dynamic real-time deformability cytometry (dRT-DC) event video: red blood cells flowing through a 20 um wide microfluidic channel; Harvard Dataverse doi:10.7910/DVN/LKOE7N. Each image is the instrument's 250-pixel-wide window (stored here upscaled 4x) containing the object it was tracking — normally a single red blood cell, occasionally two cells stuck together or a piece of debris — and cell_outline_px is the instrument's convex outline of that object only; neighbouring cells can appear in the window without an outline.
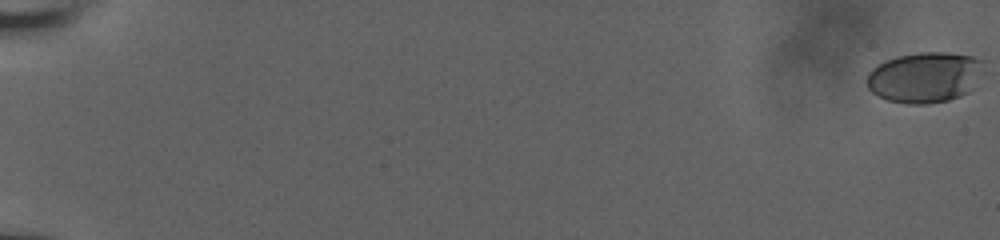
{"species": "human", "species_latin": "Homo sapiens", "temperature_condition": "room temperature", "stored_images_in_passage": 59, "camera_frame_rate_fps": 3000, "um_per_image_px": 0.085, "donor": {"sex": "male"}, "frame": {"image": 1, "passage_image": 1, "time_ms": 0.0, "image_size_px": [1000, 240], "cell_outline_px": [[984, 64], [968, 92], [960, 96], [948, 100], [928, 104], [908, 104], [888, 100], [876, 96], [868, 88], [868, 72], [872, 68], [884, 60], [896, 56], [920, 52], [948, 52], [972, 56], [984, 60]], "centroid_in_image_um": [78.56, 6.56], "position_along_channel_um": 6.4, "area_um2": 34.39}}
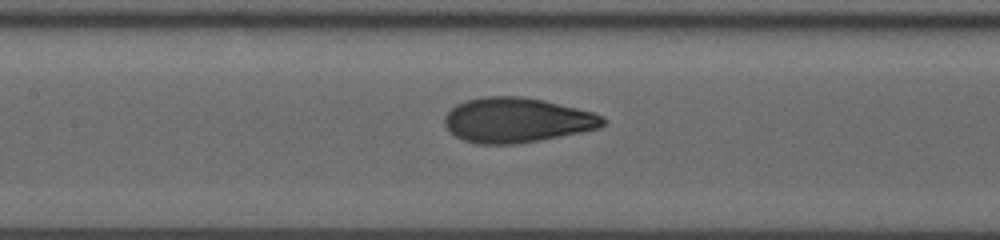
{"frame": {"image": 2, "passage_image": 32, "time_ms": 10.333, "image_size_px": [1000, 240], "cell_outline_px": [[608, 120], [600, 128], [540, 140], [512, 144], [480, 144], [464, 140], [456, 136], [444, 124], [444, 116], [456, 104], [468, 100], [484, 96], [524, 96], [544, 100], [592, 112], [604, 116]], "centroid_in_image_um": [43.95, 10.2], "position_along_channel_um": 163.5, "area_um2": 41.27}}
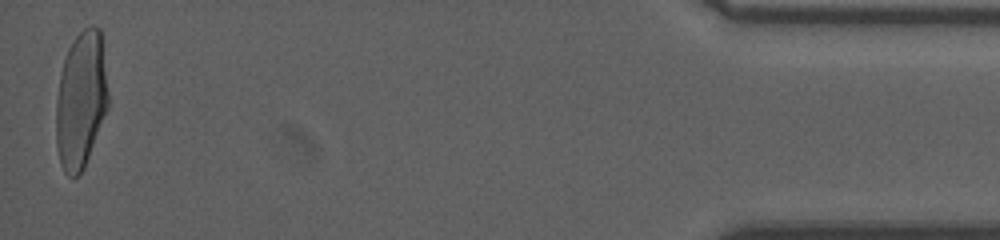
{"frame": {"image": 3, "passage_image": 59, "time_ms": 19.333, "image_size_px": [1000, 240], "cell_outline_px": [[108, 108], [84, 168], [76, 176], [68, 176], [64, 172], [60, 164], [56, 144], [56, 100], [60, 76], [64, 60], [68, 48], [76, 36], [84, 28], [92, 24], [100, 28], [104, 36], [108, 92]], "centroid_in_image_um": [6.91, 8.44], "position_along_channel_um": 428.3, "area_um2": 42.25}, "authors_computed_cell_mechanics": {"area_um2": 40.4022, "velocity_mm_per_s": 3.838, "shape_relaxation_time_tau1_ms": 5.8152, "shape_relaxation_time_tau2_ms": null, "deformation_change_tau1": 0.2242, "deformation_change_tau2": null}}